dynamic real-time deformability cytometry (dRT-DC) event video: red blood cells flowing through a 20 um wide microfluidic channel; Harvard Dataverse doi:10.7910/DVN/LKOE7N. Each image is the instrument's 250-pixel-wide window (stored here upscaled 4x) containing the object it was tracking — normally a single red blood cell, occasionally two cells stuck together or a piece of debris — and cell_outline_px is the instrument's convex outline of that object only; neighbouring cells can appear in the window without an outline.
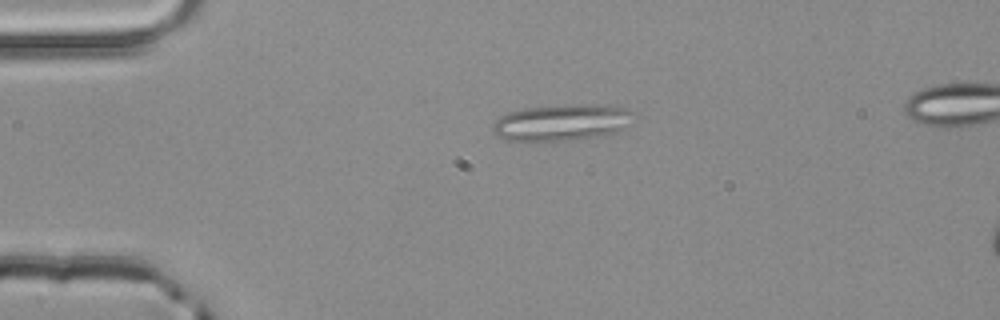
{"species": "common noctule bat (a hibernating species)", "species_latin": "Nyctalus noctula", "temperature_condition": "room temperature", "stored_images_in_passage": 2, "camera_frame_rate_fps": 3000, "um_per_image_px": 0.085, "animal": {"sex": "male", "body_mass_g": 20.4}, "frame": {"image": 1, "passage_image": 1, "time_ms": 0.0, "image_size_px": [1000, 320], "cell_outline_px": [[636, 112], [632, 124], [616, 132], [568, 140], [508, 140], [500, 136], [492, 128], [492, 124], [500, 116], [508, 112], [520, 108], [580, 104], [592, 104], [628, 108]], "centroid_in_image_um": [47.81, 10.38], "position_along_channel_um": 37.2, "area_um2": 29.71}}